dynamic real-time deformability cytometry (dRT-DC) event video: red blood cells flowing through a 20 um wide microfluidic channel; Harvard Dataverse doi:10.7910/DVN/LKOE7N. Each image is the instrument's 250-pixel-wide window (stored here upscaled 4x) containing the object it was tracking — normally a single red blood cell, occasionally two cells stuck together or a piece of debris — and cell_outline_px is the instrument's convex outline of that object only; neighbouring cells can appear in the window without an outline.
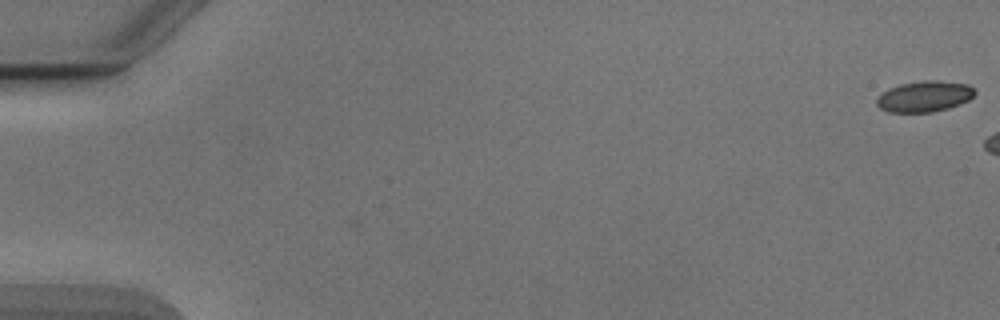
{"species": "Egyptian fruit bat (a non-hibernating species)", "species_latin": "Rousettus aegyptiacus", "temperature_condition": "cold", "stored_images_in_passage": 2, "camera_frame_rate_fps": 3000, "um_per_image_px": 0.085, "animal": {"sex": "male"}, "frame": {"image": 1, "passage_image": 1, "time_ms": 0.0, "image_size_px": [1000, 320], "cell_outline_px": [[976, 92], [968, 100], [960, 104], [948, 108], [932, 112], [888, 112], [880, 108], [876, 104], [876, 100], [888, 88], [900, 84], [924, 80], [940, 80], [968, 84], [976, 88]], "centroid_in_image_um": [78.6, 8.18], "position_along_channel_um": 6.4, "area_um2": 17.74}}